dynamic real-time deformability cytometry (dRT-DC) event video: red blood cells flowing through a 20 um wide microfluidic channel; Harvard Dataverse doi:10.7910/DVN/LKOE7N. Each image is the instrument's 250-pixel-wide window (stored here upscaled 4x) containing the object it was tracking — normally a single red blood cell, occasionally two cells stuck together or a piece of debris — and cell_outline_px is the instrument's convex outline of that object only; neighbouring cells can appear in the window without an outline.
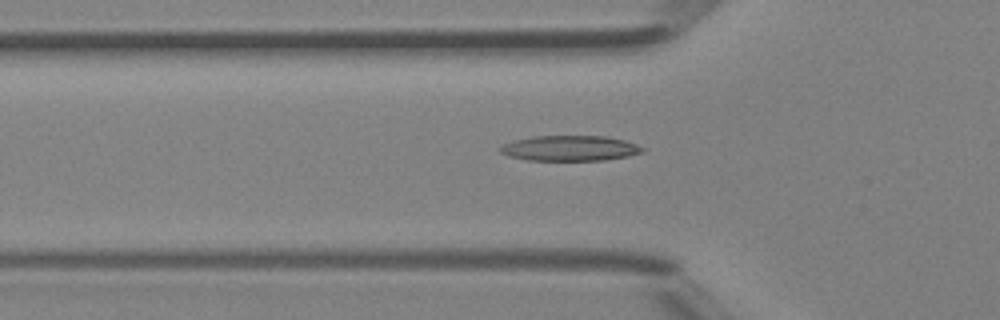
{"species": "Egyptian fruit bat (a non-hibernating species)", "species_latin": "Rousettus aegyptiacus", "temperature_condition": "room temperature", "stored_images_in_passage": 46, "camera_frame_rate_fps": 3000, "um_per_image_px": 0.085, "animal": {"sex": "female"}, "frame": {"image": 1, "passage_image": 17, "time_ms": 5.333, "image_size_px": [1000, 320], "cell_outline_px": [[644, 152], [628, 156], [604, 160], [528, 160], [508, 156], [500, 152], [500, 148], [504, 144], [512, 140], [532, 136], [604, 136], [624, 140], [636, 144], [644, 148]], "centroid_in_image_um": [48.43, 12.6], "position_along_channel_um": 77.4, "area_um2": 20.98}}
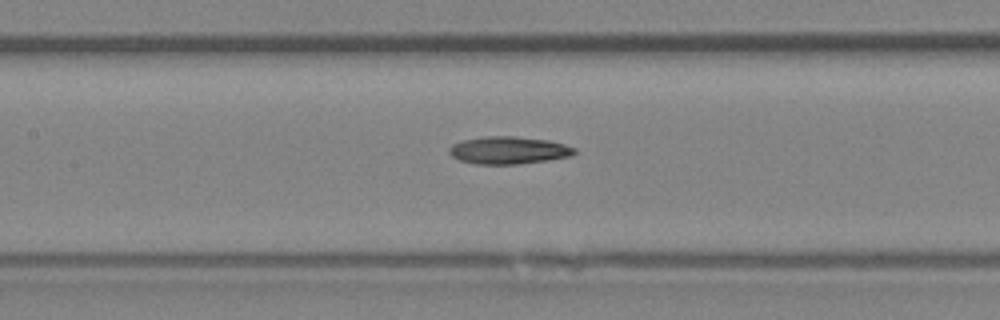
{"frame": {"image": 2, "passage_image": 23, "time_ms": 7.333, "image_size_px": [1000, 320], "cell_outline_px": [[576, 152], [572, 156], [548, 160], [516, 164], [476, 164], [460, 160], [452, 156], [448, 152], [448, 148], [452, 144], [460, 140], [484, 136], [516, 136], [548, 140], [564, 144], [576, 148]], "centroid_in_image_um": [43.21, 12.76], "position_along_channel_um": 164.2, "area_um2": 20.23}}
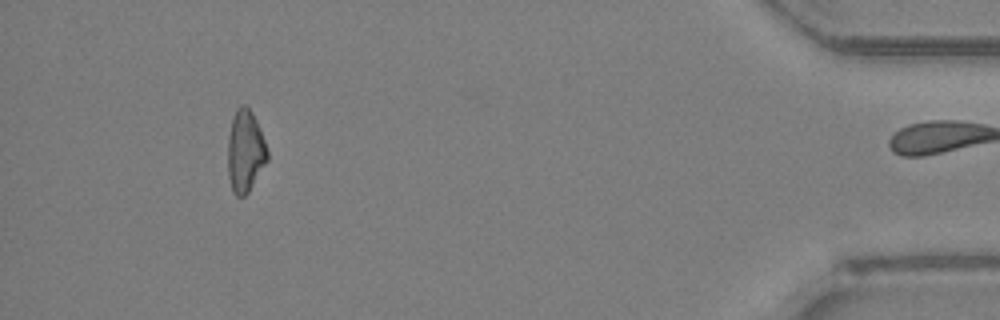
{"frame": {"image": 3, "passage_image": 45, "time_ms": 14.667, "image_size_px": [1000, 320], "cell_outline_px": [[268, 160], [248, 192], [244, 196], [236, 196], [232, 192], [228, 176], [228, 136], [232, 116], [236, 108], [240, 104], [244, 104], [252, 112], [256, 120], [264, 140], [268, 152]], "centroid_in_image_um": [20.83, 12.84], "position_along_channel_um": 414.4, "area_um2": 19.02}, "authors_computed_cell_mechanics": {"area_um2": 20.1433, "velocity_mm_per_s": 4.3356, "shape_relaxation_time_tau1_ms": 6.1786, "shape_relaxation_time_tau2_ms": null, "deformation_change_tau1": 0.1819, "deformation_change_tau2": null}}